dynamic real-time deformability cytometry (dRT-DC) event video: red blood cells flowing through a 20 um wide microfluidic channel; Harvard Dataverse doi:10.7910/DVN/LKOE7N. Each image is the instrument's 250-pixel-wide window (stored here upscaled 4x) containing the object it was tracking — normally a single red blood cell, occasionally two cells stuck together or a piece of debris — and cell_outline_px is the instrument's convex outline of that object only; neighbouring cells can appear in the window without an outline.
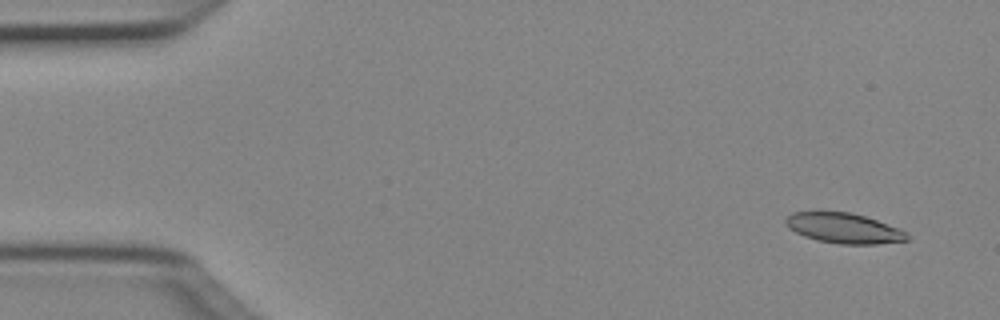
{"species": "Egyptian fruit bat (a non-hibernating species)", "species_latin": "Rousettus aegyptiacus", "temperature_condition": "cold", "stored_images_in_passage": 48, "camera_frame_rate_fps": 3000, "um_per_image_px": 0.085, "animal": {"sex": "female"}, "frame": {"image": 1, "passage_image": 1, "time_ms": 0.0, "image_size_px": [1000, 320], "cell_outline_px": [[908, 240], [876, 244], [840, 244], [816, 240], [804, 236], [788, 228], [784, 220], [792, 212], [848, 212], [864, 216], [900, 228], [908, 232]], "centroid_in_image_um": [71.73, 19.4], "position_along_channel_um": 13.3, "area_um2": 21.27}}
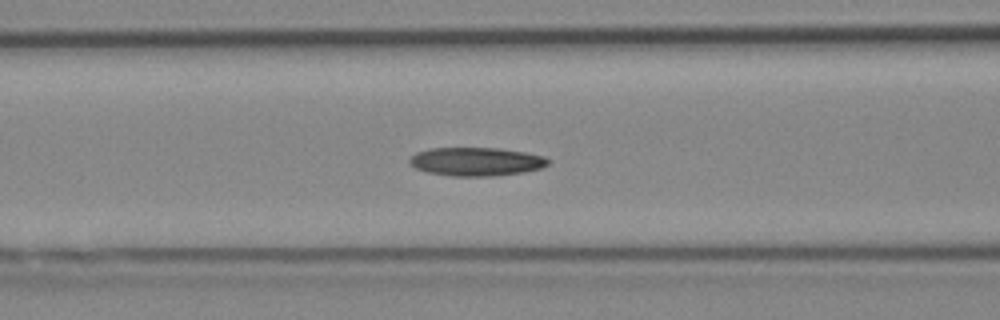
{"frame": {"image": 2, "passage_image": 18, "time_ms": 5.667, "image_size_px": [1000, 320], "cell_outline_px": [[548, 164], [540, 168], [524, 172], [492, 176], [452, 176], [428, 172], [416, 168], [408, 164], [408, 160], [416, 152], [428, 148], [500, 148], [524, 152], [544, 156], [548, 160]], "centroid_in_image_um": [40.44, 13.73], "position_along_channel_um": 126.2, "area_um2": 23.0}}
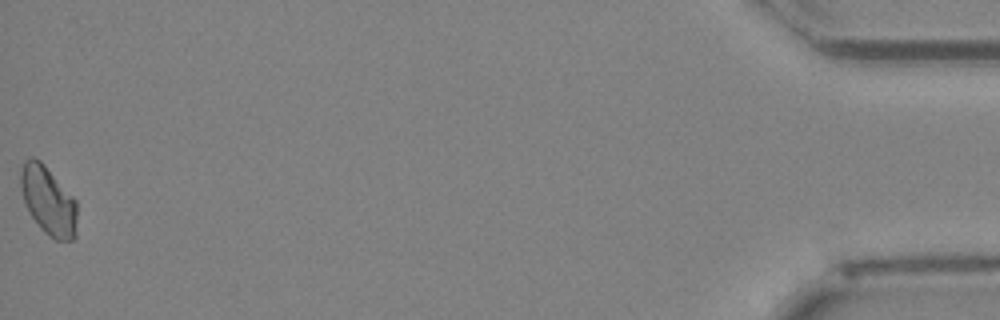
{"frame": {"image": 3, "passage_image": 48, "time_ms": 15.667, "image_size_px": [1000, 320], "cell_outline_px": [[76, 236], [72, 240], [56, 240], [44, 232], [40, 228], [28, 212], [20, 188], [20, 172], [24, 160], [32, 156], [40, 160], [44, 164], [76, 200]], "centroid_in_image_um": [4.08, 17.05], "position_along_channel_um": 431.1, "area_um2": 22.54}, "authors_computed_cell_mechanics": {"area_um2": 22.3686, "velocity_mm_per_s": 4.0307, "shape_relaxation_time_tau1_ms": 9.1875, "shape_relaxation_time_tau2_ms": 10.5901, "deformation_change_tau1": 0.1541, "deformation_change_tau2": 0.1728}}